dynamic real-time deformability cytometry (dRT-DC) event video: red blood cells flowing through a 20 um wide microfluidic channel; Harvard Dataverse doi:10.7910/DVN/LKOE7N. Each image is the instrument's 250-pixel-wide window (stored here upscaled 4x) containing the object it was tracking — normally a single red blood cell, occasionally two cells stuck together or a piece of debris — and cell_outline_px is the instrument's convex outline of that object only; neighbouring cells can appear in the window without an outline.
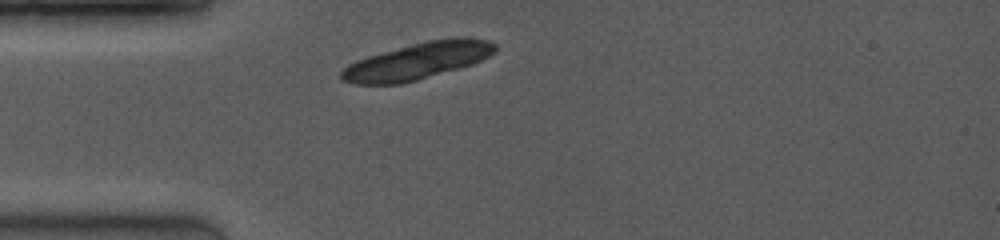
{"species": "common noctule bat (a hibernating species)", "species_latin": "Nyctalus noctula", "temperature_condition": "room temperature", "stored_images_in_passage": 1, "camera_frame_rate_fps": 4000, "um_per_image_px": 0.085, "animal": {"sex": "female", "body_mass_g": 19.0, "forearm_length_mm": 53.3}, "frame": {"image": 1, "passage_image": 1, "time_ms": 0.0, "image_size_px": [1000, 240], "cell_outline_px": [[496, 52], [472, 64], [460, 68], [416, 80], [400, 84], [352, 84], [340, 80], [340, 72], [348, 64], [356, 60], [368, 56], [412, 44], [428, 40], [456, 36], [464, 36], [488, 40], [496, 44]], "centroid_in_image_um": [35.49, 5.17], "position_along_channel_um": 49.5, "area_um2": 32.95}}